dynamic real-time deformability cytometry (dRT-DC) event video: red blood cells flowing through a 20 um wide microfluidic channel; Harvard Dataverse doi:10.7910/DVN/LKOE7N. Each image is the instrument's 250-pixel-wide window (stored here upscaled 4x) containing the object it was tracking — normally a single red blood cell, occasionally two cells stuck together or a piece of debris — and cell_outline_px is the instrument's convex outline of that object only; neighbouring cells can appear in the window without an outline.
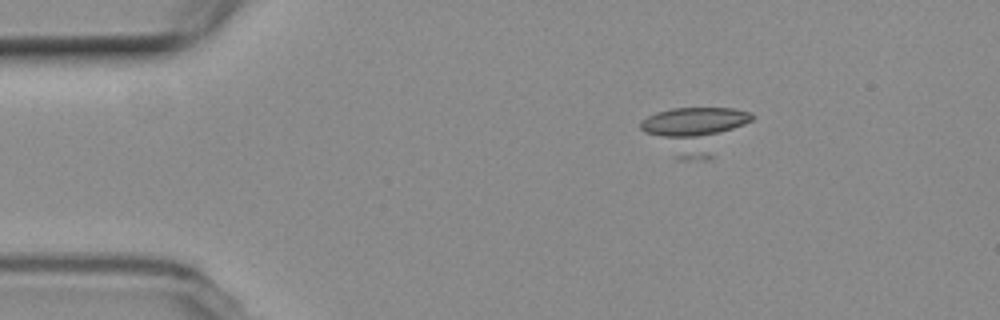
{"species": "common noctule bat (a hibernating species)", "species_latin": "Nyctalus noctula", "temperature_condition": "room temperature", "stored_images_in_passage": 5, "camera_frame_rate_fps": 3000, "um_per_image_px": 0.085, "animal": {"sex": "female", "body_mass_g": 19.3, "forearm_length_mm": 54.1}, "frame": {"image": 1, "passage_image": 3, "time_ms": 2.333, "image_size_px": [1000, 320], "cell_outline_px": [[756, 116], [712, 160], [676, 160], [644, 132], [640, 128], [640, 120], [656, 112], [672, 108], [732, 108], [752, 112]], "centroid_in_image_um": [59.11, 11.1], "position_along_channel_um": 25.9, "area_um2": 30.87}}